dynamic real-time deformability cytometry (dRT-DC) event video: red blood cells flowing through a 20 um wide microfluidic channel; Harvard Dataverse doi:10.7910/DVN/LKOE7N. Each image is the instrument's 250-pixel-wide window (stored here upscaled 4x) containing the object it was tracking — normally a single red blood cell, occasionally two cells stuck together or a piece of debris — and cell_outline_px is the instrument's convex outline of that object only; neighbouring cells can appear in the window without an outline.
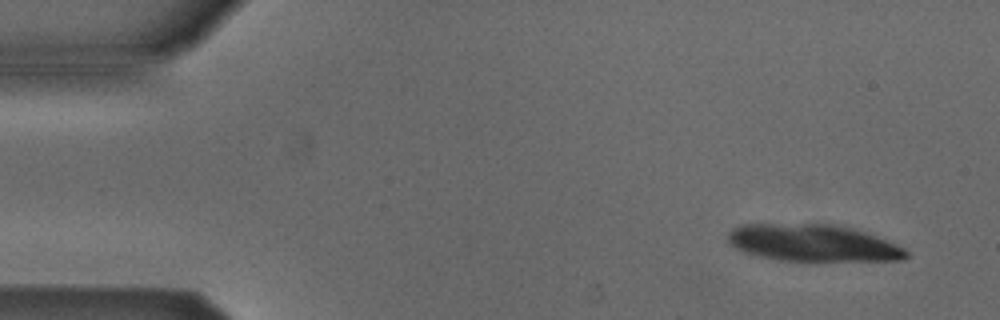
{"species": "Egyptian fruit bat (a non-hibernating species)", "species_latin": "Rousettus aegyptiacus", "temperature_condition": "cold", "stored_images_in_passage": 4, "camera_frame_rate_fps": 3000, "um_per_image_px": 0.085, "animal": {"sex": "male"}, "frame": {"image": 1, "passage_image": 1, "time_ms": 0.0, "image_size_px": [1000, 320], "cell_outline_px": [[908, 256], [904, 260], [776, 260], [756, 256], [744, 252], [736, 248], [728, 240], [728, 232], [732, 228], [740, 224], [840, 224], [856, 228], [896, 244], [904, 248], [908, 252]], "centroid_in_image_um": [69.09, 20.64], "position_along_channel_um": 15.9, "area_um2": 38.44}}